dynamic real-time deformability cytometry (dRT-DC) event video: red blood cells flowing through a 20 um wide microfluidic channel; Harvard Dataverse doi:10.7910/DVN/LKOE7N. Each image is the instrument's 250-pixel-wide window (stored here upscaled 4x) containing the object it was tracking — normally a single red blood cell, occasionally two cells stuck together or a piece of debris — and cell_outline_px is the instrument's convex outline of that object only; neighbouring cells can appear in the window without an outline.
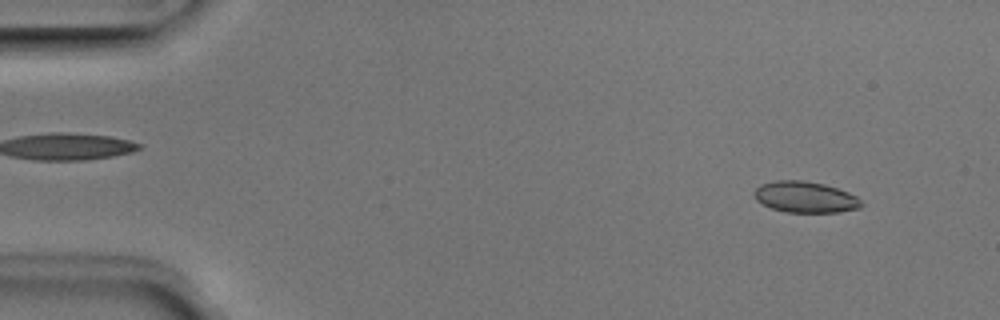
{"species": "Egyptian fruit bat (a non-hibernating species)", "species_latin": "Rousettus aegyptiacus", "temperature_condition": "room temperature", "stored_images_in_passage": 51, "camera_frame_rate_fps": 3000, "um_per_image_px": 0.085, "animal": {"sex": "male"}, "frame": {"image": 1, "passage_image": 4, "time_ms": 1.0, "image_size_px": [1000, 320], "cell_outline_px": [[864, 204], [860, 208], [836, 212], [784, 212], [772, 208], [756, 200], [752, 192], [760, 184], [776, 180], [800, 180], [824, 184], [848, 192], [856, 196]], "centroid_in_image_um": [68.42, 16.75], "position_along_channel_um": 16.6, "area_um2": 19.42}}
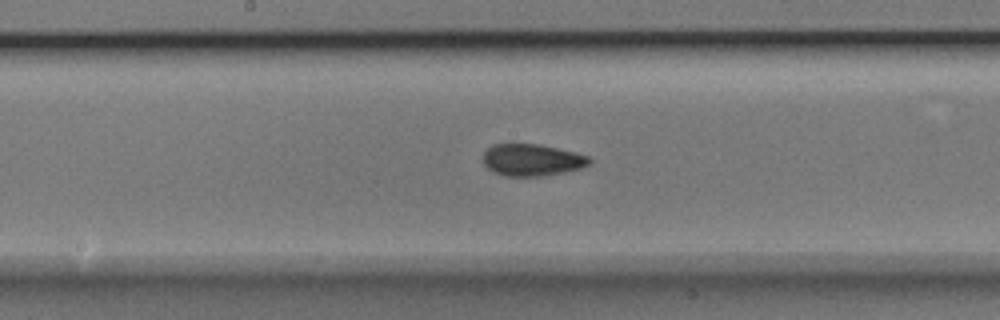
{"frame": {"image": 2, "passage_image": 26, "time_ms": 8.333, "image_size_px": [1000, 320], "cell_outline_px": [[592, 160], [588, 164], [580, 168], [544, 176], [504, 176], [492, 172], [484, 164], [484, 152], [492, 144], [540, 144], [576, 152], [588, 156]], "centroid_in_image_um": [45.2, 13.59], "position_along_channel_um": 203.0, "area_um2": 19.77}}
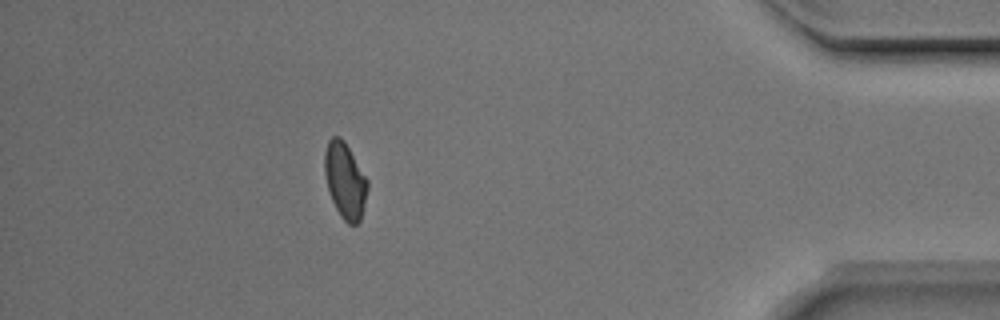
{"frame": {"image": 3, "passage_image": 45, "time_ms": 14.667, "image_size_px": [1000, 320], "cell_outline_px": [[368, 188], [360, 220], [356, 224], [348, 224], [340, 216], [332, 200], [328, 188], [324, 172], [324, 152], [328, 140], [332, 136], [340, 136], [344, 140], [368, 180]], "centroid_in_image_um": [29.32, 15.32], "position_along_channel_um": 405.9, "area_um2": 18.9}, "authors_computed_cell_mechanics": {"area_um2": 19.3052, "velocity_mm_per_s": 3.9547, "shape_relaxation_time_tau1_ms": 8.4039, "shape_relaxation_time_tau2_ms": 2.4223, "deformation_change_tau1": 0.1557, "deformation_change_tau2": 0.0552}}